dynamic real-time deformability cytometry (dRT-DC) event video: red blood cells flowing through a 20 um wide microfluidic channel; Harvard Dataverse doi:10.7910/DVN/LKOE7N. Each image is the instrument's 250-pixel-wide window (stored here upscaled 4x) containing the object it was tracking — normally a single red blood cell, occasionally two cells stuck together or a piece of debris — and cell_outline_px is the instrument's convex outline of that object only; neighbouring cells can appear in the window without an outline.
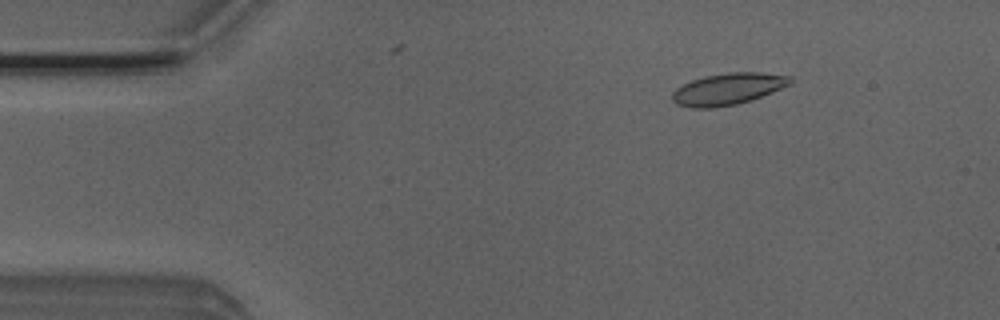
{"species": "Egyptian fruit bat (a non-hibernating species)", "species_latin": "Rousettus aegyptiacus", "temperature_condition": "room temperature", "stored_images_in_passage": 9, "camera_frame_rate_fps": 3000, "um_per_image_px": 0.085, "animal": {"sex": "male"}, "frame": {"image": 1, "passage_image": 7, "time_ms": 2.0, "image_size_px": [1000, 320], "cell_outline_px": [[792, 84], [752, 100], [736, 104], [712, 108], [692, 108], [676, 104], [672, 100], [672, 92], [676, 88], [692, 80], [704, 76], [728, 72], [760, 72], [792, 76]], "centroid_in_image_um": [61.89, 7.56], "position_along_channel_um": 23.1, "area_um2": 21.91}}